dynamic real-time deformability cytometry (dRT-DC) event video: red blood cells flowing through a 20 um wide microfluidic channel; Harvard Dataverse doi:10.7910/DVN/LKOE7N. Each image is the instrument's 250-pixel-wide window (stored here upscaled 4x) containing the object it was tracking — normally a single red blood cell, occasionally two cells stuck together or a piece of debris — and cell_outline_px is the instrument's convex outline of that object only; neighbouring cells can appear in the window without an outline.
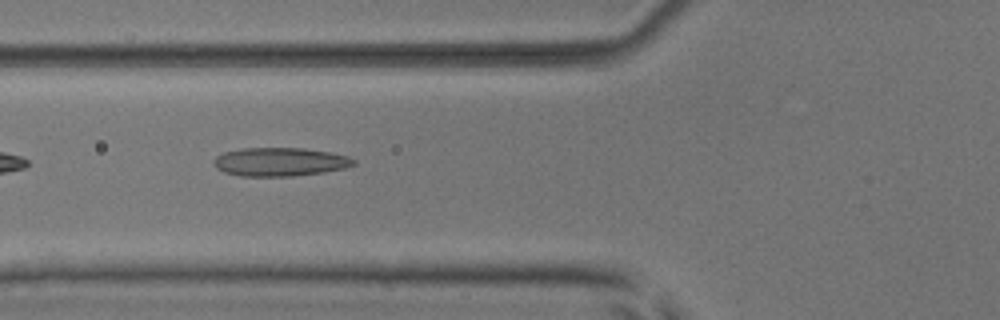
{"species": "common noctule bat (a hibernating species)", "species_latin": "Nyctalus noctula", "temperature_condition": "room temperature", "stored_images_in_passage": 6, "camera_frame_rate_fps": 3000, "um_per_image_px": 0.085, "animal": {"sex": "male", "body_mass_g": 17.9, "forearm_length_mm": 54.2}, "frame": {"image": 1, "passage_image": 6, "time_ms": 6.0, "image_size_px": [1000, 320], "cell_outline_px": [[356, 164], [344, 168], [324, 172], [292, 176], [240, 176], [224, 172], [216, 168], [212, 164], [212, 160], [216, 156], [224, 152], [240, 148], [304, 148], [332, 152], [348, 156], [356, 160]], "centroid_in_image_um": [23.78, 13.75], "position_along_channel_um": 102.0, "area_um2": 23.52}}